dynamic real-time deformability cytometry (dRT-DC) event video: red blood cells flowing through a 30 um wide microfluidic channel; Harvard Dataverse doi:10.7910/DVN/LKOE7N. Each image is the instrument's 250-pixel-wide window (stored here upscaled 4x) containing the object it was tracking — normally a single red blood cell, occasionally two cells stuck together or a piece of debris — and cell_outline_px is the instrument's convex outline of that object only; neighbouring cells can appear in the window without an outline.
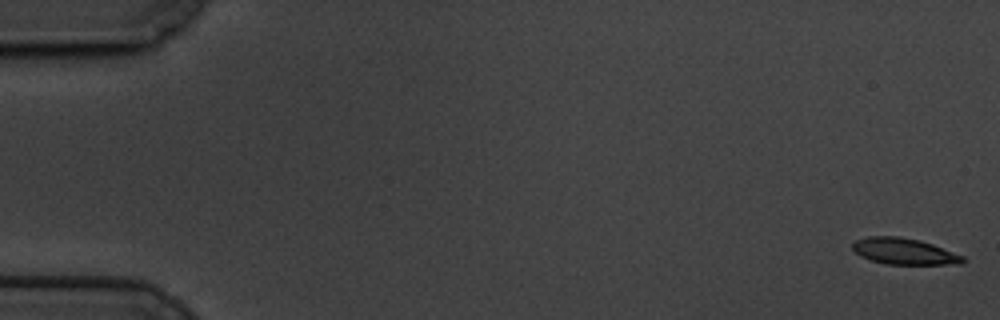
{"species": "common noctule bat (a hibernating species)", "species_latin": "Nyctalus noctula", "temperature_condition": "cold", "stored_images_in_passage": 60, "camera_frame_rate_fps": 3000, "um_per_image_px": 0.085, "animal": {"sex": "male", "body_mass_g": 19.5, "forearm_length_mm": 54.6}, "frame": {"image": 1, "passage_image": 1, "time_ms": 0.0, "image_size_px": [1000, 320], "cell_outline_px": [[964, 260], [960, 264], [884, 264], [860, 256], [852, 248], [852, 244], [856, 240], [868, 236], [900, 236], [920, 240], [932, 244], [964, 256]], "centroid_in_image_um": [76.83, 21.35], "position_along_channel_um": 8.2, "area_um2": 16.82}}
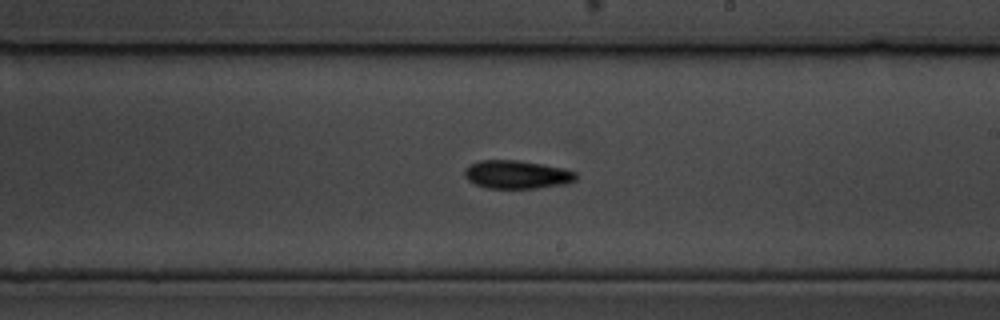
{"frame": {"image": 2, "passage_image": 35, "time_ms": 11.333, "image_size_px": [1000, 320], "cell_outline_px": [[576, 180], [568, 184], [536, 188], [488, 188], [476, 184], [468, 180], [464, 176], [464, 168], [468, 164], [480, 160], [516, 160], [564, 168], [576, 172]], "centroid_in_image_um": [43.92, 14.83], "position_along_channel_um": 245.1, "area_um2": 18.44}}
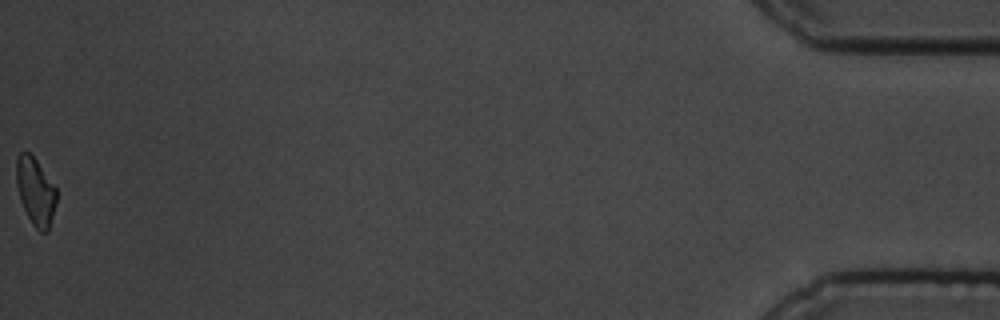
{"frame": {"image": 3, "passage_image": 60, "time_ms": 19.667, "image_size_px": [1000, 320], "cell_outline_px": [[56, 204], [48, 232], [40, 232], [32, 224], [20, 200], [16, 184], [16, 156], [20, 152], [28, 152], [36, 160], [56, 188]], "centroid_in_image_um": [3.01, 16.28], "position_along_channel_um": 432.2, "area_um2": 15.72}, "authors_computed_cell_mechanics": {"area_um2": 17.6579, "velocity_mm_per_s": 3.3782, "shape_relaxation_time_tau1_ms": 5.4012, "shape_relaxation_time_tau2_ms": null, "deformation_change_tau1": 0.1508, "deformation_change_tau2": null}}